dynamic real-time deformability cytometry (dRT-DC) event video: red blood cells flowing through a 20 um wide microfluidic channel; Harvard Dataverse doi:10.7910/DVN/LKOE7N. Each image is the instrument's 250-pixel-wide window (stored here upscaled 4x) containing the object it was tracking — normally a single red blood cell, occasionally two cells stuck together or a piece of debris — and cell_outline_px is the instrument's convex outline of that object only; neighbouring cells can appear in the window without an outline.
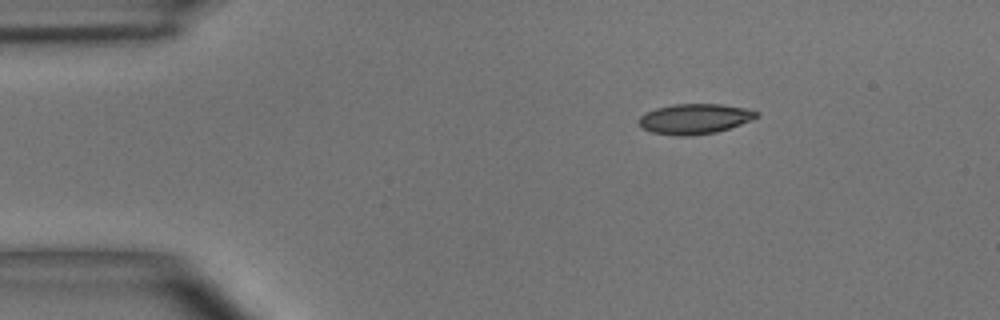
{"species": "common noctule bat (a hibernating species)", "species_latin": "Nyctalus noctula", "temperature_condition": "room temperature", "stored_images_in_passage": 2, "camera_frame_rate_fps": 3000, "um_per_image_px": 0.085, "animal": {"sex": "male", "body_mass_g": 15.6}, "frame": {"image": 1, "passage_image": 1, "time_ms": 0.0, "image_size_px": [1000, 320], "cell_outline_px": [[760, 112], [752, 120], [716, 132], [688, 136], [676, 136], [652, 132], [640, 128], [636, 120], [644, 112], [656, 108], [672, 104], [720, 104], [744, 108]], "centroid_in_image_um": [58.97, 10.1], "position_along_channel_um": 26.0, "area_um2": 20.81}}